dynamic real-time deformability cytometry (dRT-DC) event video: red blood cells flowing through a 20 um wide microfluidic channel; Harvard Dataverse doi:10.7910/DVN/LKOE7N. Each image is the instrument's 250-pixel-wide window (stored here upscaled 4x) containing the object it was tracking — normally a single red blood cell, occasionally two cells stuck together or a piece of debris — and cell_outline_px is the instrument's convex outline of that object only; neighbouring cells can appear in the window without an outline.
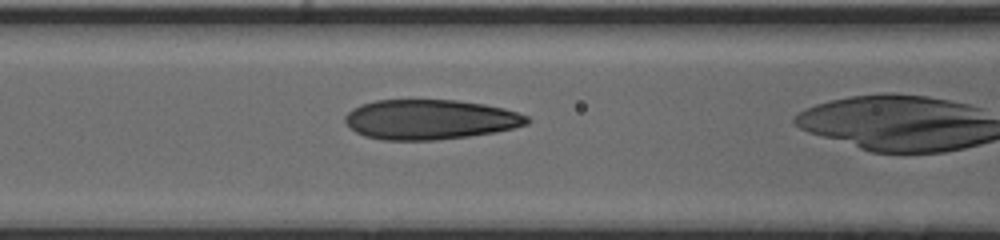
{"species": "human", "species_latin": "Homo sapiens", "temperature_condition": "cold", "stored_images_in_passage": 12, "camera_frame_rate_fps": 3000, "um_per_image_px": 0.085, "donor": {"sex": "male"}, "frame": {"image": 1, "passage_image": 4, "time_ms": 1.0, "image_size_px": [1000, 240], "cell_outline_px": [[532, 120], [528, 124], [496, 132], [468, 136], [436, 140], [384, 140], [364, 136], [348, 128], [344, 120], [344, 116], [352, 108], [360, 104], [376, 100], [456, 100], [484, 104], [504, 108], [528, 116]], "centroid_in_image_um": [36.53, 10.16], "position_along_channel_um": 130.1, "area_um2": 42.54}}
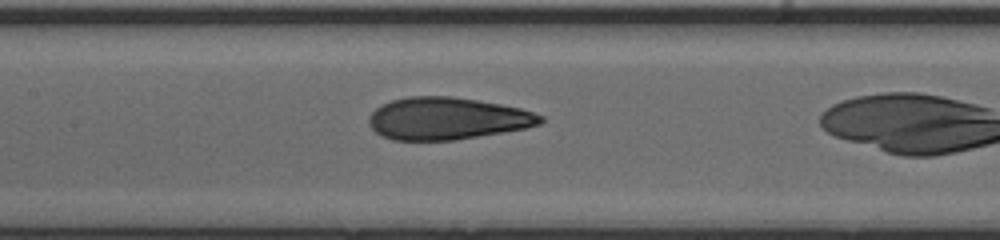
{"frame": {"image": 2, "passage_image": 7, "time_ms": 2.0, "image_size_px": [1000, 240], "cell_outline_px": [[544, 120], [540, 124], [524, 128], [504, 132], [456, 140], [392, 140], [380, 136], [368, 124], [368, 116], [380, 104], [392, 100], [408, 96], [452, 96], [500, 104], [520, 108], [544, 116]], "centroid_in_image_um": [37.97, 10.07], "position_along_channel_um": 169.4, "area_um2": 42.37}}
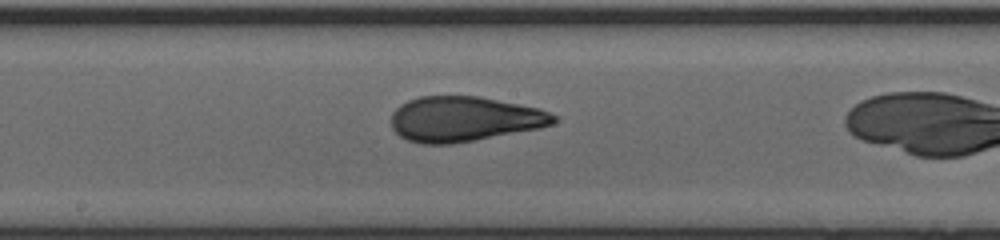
{"frame": {"image": 3, "passage_image": 10, "time_ms": 3.0, "image_size_px": [1000, 240], "cell_outline_px": [[560, 120], [552, 124], [540, 128], [452, 144], [420, 144], [408, 140], [400, 136], [392, 128], [392, 112], [400, 104], [408, 100], [420, 96], [480, 96], [540, 108], [556, 116]], "centroid_in_image_um": [39.46, 10.11], "position_along_channel_um": 208.7, "area_um2": 42.83}}